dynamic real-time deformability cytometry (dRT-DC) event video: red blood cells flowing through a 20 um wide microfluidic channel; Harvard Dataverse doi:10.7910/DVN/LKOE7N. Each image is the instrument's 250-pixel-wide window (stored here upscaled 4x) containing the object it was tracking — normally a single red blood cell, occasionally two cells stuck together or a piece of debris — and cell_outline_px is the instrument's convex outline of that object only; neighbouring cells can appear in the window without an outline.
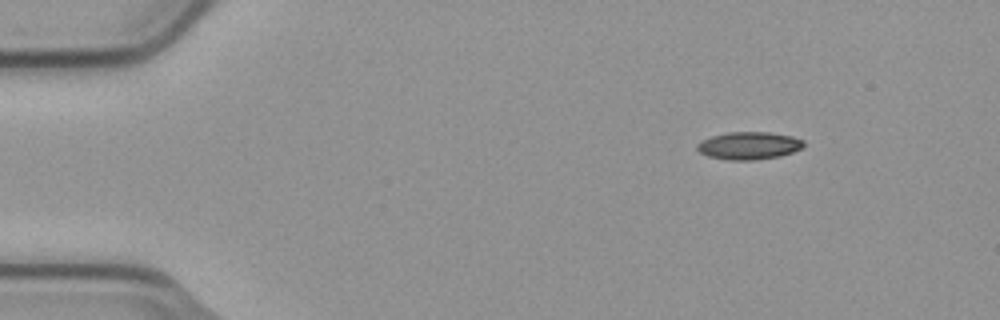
{"species": "common noctule bat (a hibernating species)", "species_latin": "Nyctalus noctula", "temperature_condition": "cold", "stored_images_in_passage": 7, "camera_frame_rate_fps": 3000, "um_per_image_px": 0.085, "animal": {"sex": "male", "body_mass_g": 23.1, "forearm_length_mm": 52.7}, "frame": {"image": 1, "passage_image": 1, "time_ms": 0.0, "image_size_px": [1000, 320], "cell_outline_px": [[804, 144], [800, 148], [792, 152], [780, 156], [756, 160], [728, 160], [708, 156], [700, 152], [696, 148], [696, 144], [700, 140], [712, 136], [728, 132], [768, 132], [792, 136], [804, 140]], "centroid_in_image_um": [63.63, 12.38], "position_along_channel_um": 21.4, "area_um2": 17.17}}
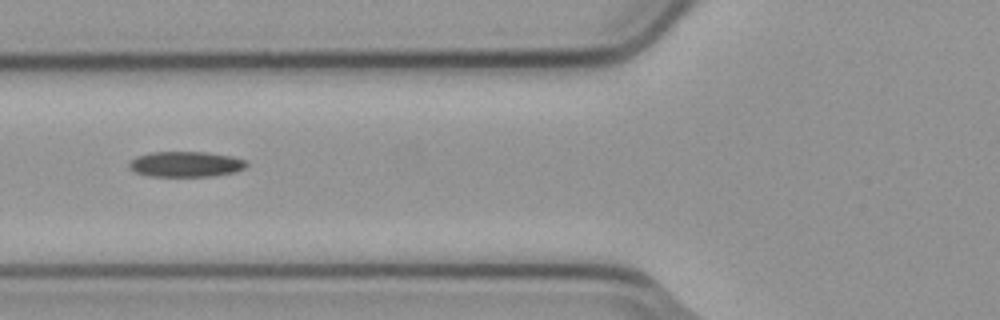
{"frame": {"image": 2, "passage_image": 5, "time_ms": 1.333, "image_size_px": [1000, 320], "cell_outline_px": [[248, 164], [244, 168], [236, 172], [212, 176], [148, 176], [136, 172], [128, 164], [136, 156], [152, 152], [204, 152], [232, 156], [244, 160]], "centroid_in_image_um": [15.81, 13.95], "position_along_channel_um": 110.0, "area_um2": 17.28}}
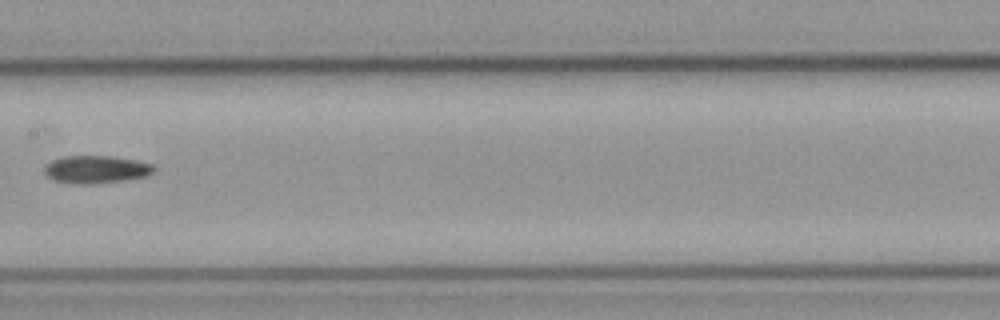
{"frame": {"image": 3, "passage_image": 7, "time_ms": 2.0, "image_size_px": [1000, 320], "cell_outline_px": [[156, 168], [148, 176], [124, 180], [92, 184], [80, 184], [52, 180], [44, 172], [44, 168], [52, 160], [64, 156], [108, 156], [132, 160], [152, 164]], "centroid_in_image_um": [8.16, 14.41], "position_along_channel_um": 199.2, "area_um2": 17.46}}